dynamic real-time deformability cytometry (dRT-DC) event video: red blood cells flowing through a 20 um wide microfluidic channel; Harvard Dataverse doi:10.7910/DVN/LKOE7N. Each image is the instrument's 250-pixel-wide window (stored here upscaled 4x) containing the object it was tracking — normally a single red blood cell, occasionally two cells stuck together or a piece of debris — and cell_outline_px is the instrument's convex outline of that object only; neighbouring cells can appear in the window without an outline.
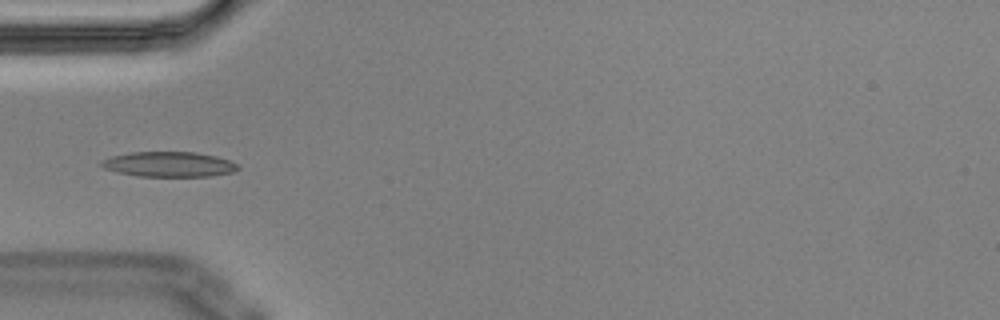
{"species": "Egyptian fruit bat (a non-hibernating species)", "species_latin": "Rousettus aegyptiacus", "temperature_condition": "cold", "stored_images_in_passage": 13, "camera_frame_rate_fps": 3000, "um_per_image_px": 0.085, "animal": {"sex": "male"}, "frame": {"image": 1, "passage_image": 3, "time_ms": 0.667, "image_size_px": [1000, 320], "cell_outline_px": [[240, 168], [232, 172], [212, 176], [136, 176], [116, 172], [104, 168], [100, 164], [100, 160], [112, 156], [132, 152], [196, 152], [216, 156], [228, 160], [236, 164]], "centroid_in_image_um": [14.33, 13.96], "position_along_channel_um": 70.7, "area_um2": 19.94}}
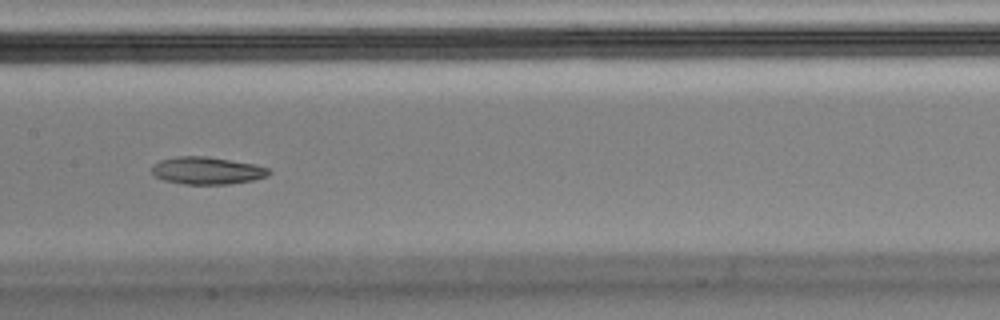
{"frame": {"image": 2, "passage_image": 6, "time_ms": 1.667, "image_size_px": [1000, 320], "cell_outline_px": [[272, 172], [268, 176], [252, 180], [228, 184], [184, 184], [164, 180], [156, 176], [152, 172], [152, 168], [160, 160], [176, 156], [204, 156], [256, 164], [268, 168]], "centroid_in_image_um": [17.63, 14.5], "position_along_channel_um": 189.8, "area_um2": 18.55}}